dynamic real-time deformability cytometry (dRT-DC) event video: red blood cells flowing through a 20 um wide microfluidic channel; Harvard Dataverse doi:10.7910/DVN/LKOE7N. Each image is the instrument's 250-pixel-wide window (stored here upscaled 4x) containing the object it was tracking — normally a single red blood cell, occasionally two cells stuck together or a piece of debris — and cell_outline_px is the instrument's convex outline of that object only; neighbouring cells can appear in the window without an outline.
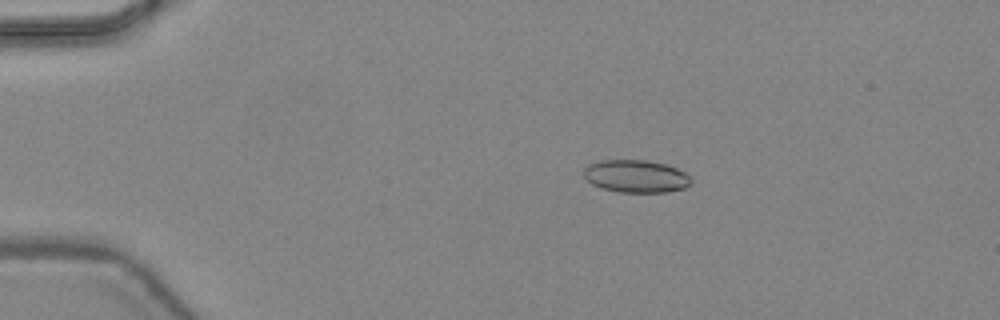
{"species": "common noctule bat (a hibernating species)", "species_latin": "Nyctalus noctula", "temperature_condition": "warm", "stored_images_in_passage": 46, "camera_frame_rate_fps": 3000, "um_per_image_px": 0.085, "animal": {"sex": "female", "body_mass_g": 24.6, "forearm_length_mm": 56.2}, "frame": {"image": 1, "passage_image": 9, "time_ms": 2.667, "image_size_px": [1000, 320], "cell_outline_px": [[692, 184], [684, 188], [664, 192], [620, 192], [600, 188], [592, 184], [584, 176], [584, 168], [588, 164], [600, 160], [648, 160], [664, 164], [676, 168], [684, 172], [692, 180]], "centroid_in_image_um": [54.04, 14.98], "position_along_channel_um": 31.0, "area_um2": 20.4}}
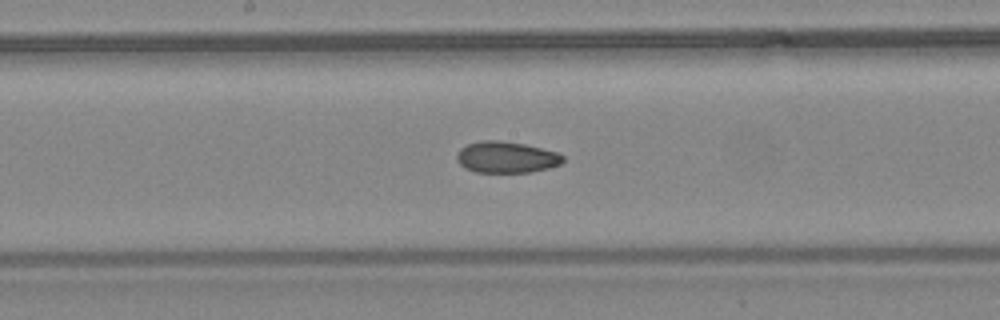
{"frame": {"image": 2, "passage_image": 25, "time_ms": 8.0, "image_size_px": [1000, 320], "cell_outline_px": [[564, 160], [560, 164], [548, 168], [532, 172], [476, 172], [464, 168], [456, 160], [456, 152], [460, 148], [468, 144], [480, 140], [500, 140], [524, 144], [556, 152], [564, 156]], "centroid_in_image_um": [43.0, 13.36], "position_along_channel_um": 205.2, "area_um2": 19.48}}
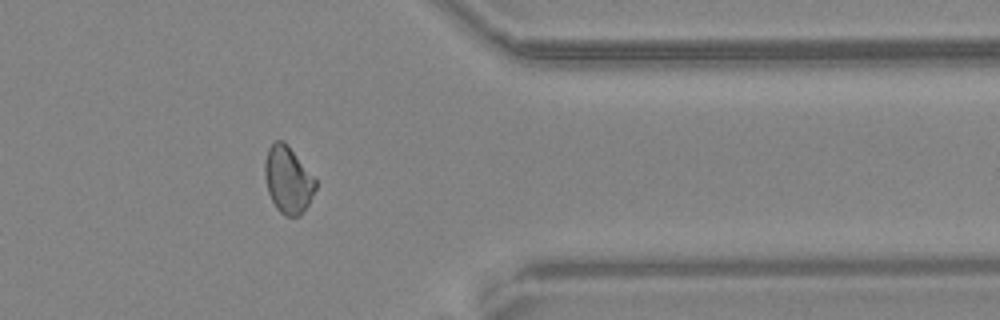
{"frame": {"image": 3, "passage_image": 38, "time_ms": 12.333, "image_size_px": [1000, 320], "cell_outline_px": [[316, 188], [308, 204], [300, 216], [284, 216], [276, 208], [268, 192], [264, 176], [264, 164], [268, 148], [276, 140], [284, 140], [288, 144], [316, 180]], "centroid_in_image_um": [24.46, 15.28], "position_along_channel_um": 386.9, "area_um2": 19.77}, "authors_computed_cell_mechanics": {"area_um2": 20.0277, "velocity_mm_per_s": 4.4739, "shape_relaxation_time_tau1_ms": null, "shape_relaxation_time_tau2_ms": 2.5332, "deformation_change_tau1": null, "deformation_change_tau2": 0.0741}}